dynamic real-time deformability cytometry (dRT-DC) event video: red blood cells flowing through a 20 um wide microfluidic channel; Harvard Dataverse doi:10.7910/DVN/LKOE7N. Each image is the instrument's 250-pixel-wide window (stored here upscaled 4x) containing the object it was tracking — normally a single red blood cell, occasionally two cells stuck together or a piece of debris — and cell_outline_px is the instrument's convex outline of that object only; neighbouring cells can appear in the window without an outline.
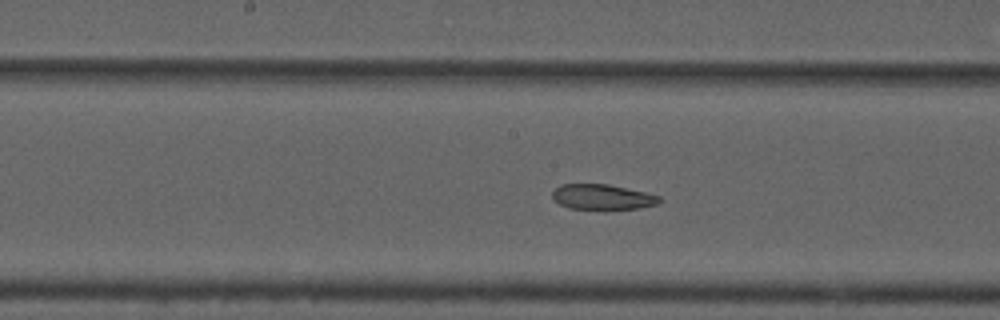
{"species": "common noctule bat (a hibernating species)", "species_latin": "Nyctalus noctula", "temperature_condition": "cold", "stored_images_in_passage": 28, "camera_frame_rate_fps": 3000, "um_per_image_px": 0.085, "animal": {"sex": "male", "forearm_length_mm": 52.5}, "frame": {"image": 1, "passage_image": 13, "time_ms": 4.0, "image_size_px": [1000, 320], "cell_outline_px": [[660, 200], [656, 204], [640, 208], [604, 212], [600, 212], [568, 208], [552, 200], [552, 192], [560, 184], [608, 184], [644, 192], [660, 196]], "centroid_in_image_um": [51.16, 16.8], "position_along_channel_um": 197.0, "area_um2": 16.53}}
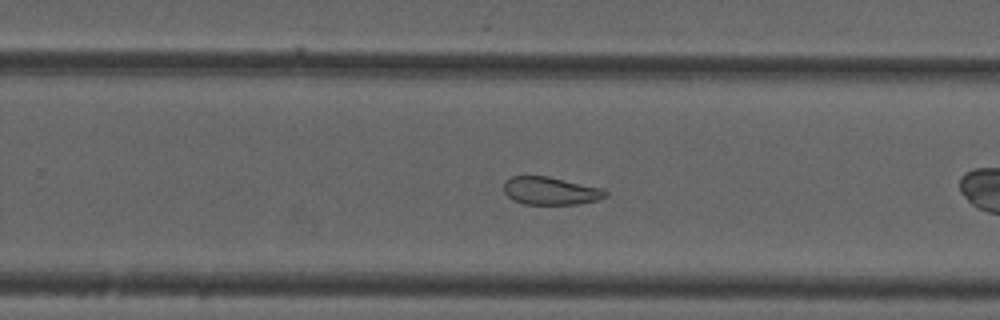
{"frame": {"image": 2, "passage_image": 20, "time_ms": 6.333, "image_size_px": [1000, 320], "cell_outline_px": [[608, 196], [600, 200], [576, 204], [524, 204], [512, 200], [504, 192], [504, 180], [512, 176], [548, 176], [604, 188], [608, 192]], "centroid_in_image_um": [46.83, 16.22], "position_along_channel_um": 283.0, "area_um2": 16.76}}
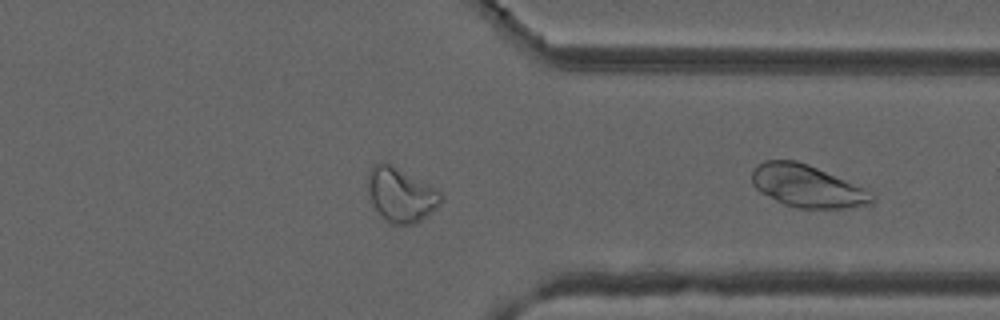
{"frame": {"image": 3, "passage_image": 28, "time_ms": 9.0, "image_size_px": [1000, 320], "cell_outline_px": [[876, 196], [872, 204], [844, 208], [796, 208], [784, 204], [760, 192], [752, 184], [752, 168], [756, 164], [764, 160], [796, 160], [808, 164], [864, 188], [872, 192]], "centroid_in_image_um": [68.6, 15.81], "position_along_channel_um": 342.8, "area_um2": 29.65}}